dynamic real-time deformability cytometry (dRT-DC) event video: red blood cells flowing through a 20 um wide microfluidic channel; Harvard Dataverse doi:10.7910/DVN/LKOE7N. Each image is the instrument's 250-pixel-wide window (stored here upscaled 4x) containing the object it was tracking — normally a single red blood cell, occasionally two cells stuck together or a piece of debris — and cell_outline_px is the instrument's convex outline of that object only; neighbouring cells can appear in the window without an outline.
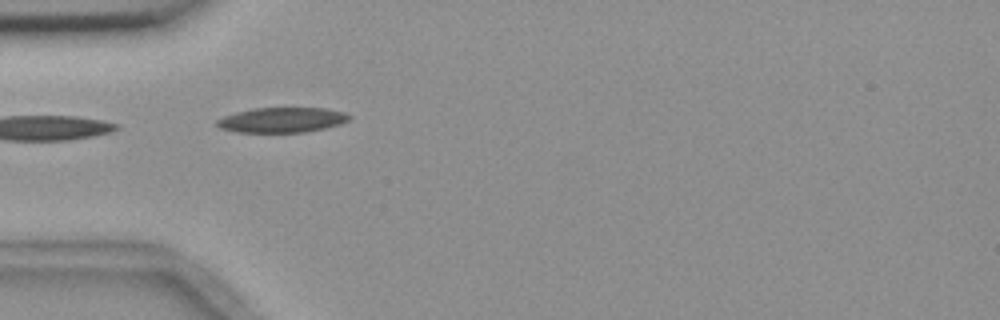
{"species": "common noctule bat (a hibernating species)", "species_latin": "Nyctalus noctula", "temperature_condition": "room temperature", "stored_images_in_passage": 2, "camera_frame_rate_fps": 3000, "um_per_image_px": 0.085, "animal": {"sex": "female", "body_mass_g": 18.4}, "frame": {"image": 1, "passage_image": 2, "time_ms": 1.0, "image_size_px": [1000, 320], "cell_outline_px": [[352, 116], [348, 120], [340, 124], [324, 128], [304, 132], [236, 132], [220, 128], [212, 124], [216, 120], [224, 116], [236, 112], [252, 108], [324, 108], [344, 112]], "centroid_in_image_um": [23.92, 10.19], "position_along_channel_um": 61.1, "area_um2": 19.36}}